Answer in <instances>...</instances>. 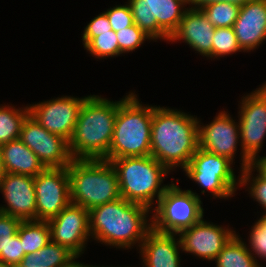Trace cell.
<instances>
[{"label": "cell", "mask_w": 266, "mask_h": 267, "mask_svg": "<svg viewBox=\"0 0 266 267\" xmlns=\"http://www.w3.org/2000/svg\"><path fill=\"white\" fill-rule=\"evenodd\" d=\"M199 119L177 109L154 106L151 156L169 171L185 168L199 148Z\"/></svg>", "instance_id": "obj_1"}, {"label": "cell", "mask_w": 266, "mask_h": 267, "mask_svg": "<svg viewBox=\"0 0 266 267\" xmlns=\"http://www.w3.org/2000/svg\"><path fill=\"white\" fill-rule=\"evenodd\" d=\"M149 211L152 210L122 197L90 209L91 238L116 249H130L137 243L140 248L152 229V217L147 218Z\"/></svg>", "instance_id": "obj_2"}, {"label": "cell", "mask_w": 266, "mask_h": 267, "mask_svg": "<svg viewBox=\"0 0 266 267\" xmlns=\"http://www.w3.org/2000/svg\"><path fill=\"white\" fill-rule=\"evenodd\" d=\"M120 101L89 95L79 112L69 149L73 159H104L109 153Z\"/></svg>", "instance_id": "obj_3"}, {"label": "cell", "mask_w": 266, "mask_h": 267, "mask_svg": "<svg viewBox=\"0 0 266 267\" xmlns=\"http://www.w3.org/2000/svg\"><path fill=\"white\" fill-rule=\"evenodd\" d=\"M153 109L142 105L135 92L128 94L118 105L109 153L103 160L151 155Z\"/></svg>", "instance_id": "obj_4"}, {"label": "cell", "mask_w": 266, "mask_h": 267, "mask_svg": "<svg viewBox=\"0 0 266 267\" xmlns=\"http://www.w3.org/2000/svg\"><path fill=\"white\" fill-rule=\"evenodd\" d=\"M67 173L71 203L90 210L121 198L117 173L109 161L74 159Z\"/></svg>", "instance_id": "obj_5"}, {"label": "cell", "mask_w": 266, "mask_h": 267, "mask_svg": "<svg viewBox=\"0 0 266 267\" xmlns=\"http://www.w3.org/2000/svg\"><path fill=\"white\" fill-rule=\"evenodd\" d=\"M110 162L117 173L121 197L129 202L152 209L155 197L158 204L169 187L162 183L171 171L151 155L117 158Z\"/></svg>", "instance_id": "obj_6"}, {"label": "cell", "mask_w": 266, "mask_h": 267, "mask_svg": "<svg viewBox=\"0 0 266 267\" xmlns=\"http://www.w3.org/2000/svg\"><path fill=\"white\" fill-rule=\"evenodd\" d=\"M152 215V228L162 233L178 234L204 217L201 198L192 190H181L171 179ZM202 205V206H201Z\"/></svg>", "instance_id": "obj_7"}, {"label": "cell", "mask_w": 266, "mask_h": 267, "mask_svg": "<svg viewBox=\"0 0 266 267\" xmlns=\"http://www.w3.org/2000/svg\"><path fill=\"white\" fill-rule=\"evenodd\" d=\"M232 163L227 157L199 147L183 171L190 180L203 188L202 194L209 191L214 198L228 199L234 196L237 186L240 187V178L236 179Z\"/></svg>", "instance_id": "obj_8"}, {"label": "cell", "mask_w": 266, "mask_h": 267, "mask_svg": "<svg viewBox=\"0 0 266 267\" xmlns=\"http://www.w3.org/2000/svg\"><path fill=\"white\" fill-rule=\"evenodd\" d=\"M239 106V131L241 145L240 170L251 165L258 156L266 136V82L255 91L242 97Z\"/></svg>", "instance_id": "obj_9"}, {"label": "cell", "mask_w": 266, "mask_h": 267, "mask_svg": "<svg viewBox=\"0 0 266 267\" xmlns=\"http://www.w3.org/2000/svg\"><path fill=\"white\" fill-rule=\"evenodd\" d=\"M127 3L134 24L153 41L163 39L168 42L187 10L186 4L181 0H128Z\"/></svg>", "instance_id": "obj_10"}, {"label": "cell", "mask_w": 266, "mask_h": 267, "mask_svg": "<svg viewBox=\"0 0 266 267\" xmlns=\"http://www.w3.org/2000/svg\"><path fill=\"white\" fill-rule=\"evenodd\" d=\"M20 140L37 155L46 168L68 167L74 160L69 141L50 133L30 115L23 122Z\"/></svg>", "instance_id": "obj_11"}, {"label": "cell", "mask_w": 266, "mask_h": 267, "mask_svg": "<svg viewBox=\"0 0 266 267\" xmlns=\"http://www.w3.org/2000/svg\"><path fill=\"white\" fill-rule=\"evenodd\" d=\"M36 220L48 221L70 203L67 167L46 168L34 177Z\"/></svg>", "instance_id": "obj_12"}, {"label": "cell", "mask_w": 266, "mask_h": 267, "mask_svg": "<svg viewBox=\"0 0 266 267\" xmlns=\"http://www.w3.org/2000/svg\"><path fill=\"white\" fill-rule=\"evenodd\" d=\"M62 96L40 103L30 104L29 115L52 134L70 140L79 112L85 99Z\"/></svg>", "instance_id": "obj_13"}, {"label": "cell", "mask_w": 266, "mask_h": 267, "mask_svg": "<svg viewBox=\"0 0 266 267\" xmlns=\"http://www.w3.org/2000/svg\"><path fill=\"white\" fill-rule=\"evenodd\" d=\"M47 222L52 242L67 247L77 257L84 253L91 236L89 210L70 202L57 216Z\"/></svg>", "instance_id": "obj_14"}, {"label": "cell", "mask_w": 266, "mask_h": 267, "mask_svg": "<svg viewBox=\"0 0 266 267\" xmlns=\"http://www.w3.org/2000/svg\"><path fill=\"white\" fill-rule=\"evenodd\" d=\"M236 234L231 228L206 222L203 218L192 226L180 231L179 236L182 252L192 253L203 258L202 260L214 261L223 247Z\"/></svg>", "instance_id": "obj_15"}, {"label": "cell", "mask_w": 266, "mask_h": 267, "mask_svg": "<svg viewBox=\"0 0 266 267\" xmlns=\"http://www.w3.org/2000/svg\"><path fill=\"white\" fill-rule=\"evenodd\" d=\"M0 192L6 204L0 206V212L11 215L21 221L36 220V194L34 177L5 173L1 180Z\"/></svg>", "instance_id": "obj_16"}, {"label": "cell", "mask_w": 266, "mask_h": 267, "mask_svg": "<svg viewBox=\"0 0 266 267\" xmlns=\"http://www.w3.org/2000/svg\"><path fill=\"white\" fill-rule=\"evenodd\" d=\"M228 112L220 111L209 125L199 121V147L203 150L227 157L232 162L240 143L239 123Z\"/></svg>", "instance_id": "obj_17"}, {"label": "cell", "mask_w": 266, "mask_h": 267, "mask_svg": "<svg viewBox=\"0 0 266 267\" xmlns=\"http://www.w3.org/2000/svg\"><path fill=\"white\" fill-rule=\"evenodd\" d=\"M233 29L243 52L259 47L266 40V0L241 6Z\"/></svg>", "instance_id": "obj_18"}, {"label": "cell", "mask_w": 266, "mask_h": 267, "mask_svg": "<svg viewBox=\"0 0 266 267\" xmlns=\"http://www.w3.org/2000/svg\"><path fill=\"white\" fill-rule=\"evenodd\" d=\"M215 27L201 10L187 8L177 30L169 41L187 43L200 55L212 58V40ZM184 40V41H183Z\"/></svg>", "instance_id": "obj_19"}, {"label": "cell", "mask_w": 266, "mask_h": 267, "mask_svg": "<svg viewBox=\"0 0 266 267\" xmlns=\"http://www.w3.org/2000/svg\"><path fill=\"white\" fill-rule=\"evenodd\" d=\"M175 236L177 234L162 233L152 228L140 245L142 267H182L179 256L181 243Z\"/></svg>", "instance_id": "obj_20"}, {"label": "cell", "mask_w": 266, "mask_h": 267, "mask_svg": "<svg viewBox=\"0 0 266 267\" xmlns=\"http://www.w3.org/2000/svg\"><path fill=\"white\" fill-rule=\"evenodd\" d=\"M6 173L35 177L46 169L37 155L20 139L0 146Z\"/></svg>", "instance_id": "obj_21"}, {"label": "cell", "mask_w": 266, "mask_h": 267, "mask_svg": "<svg viewBox=\"0 0 266 267\" xmlns=\"http://www.w3.org/2000/svg\"><path fill=\"white\" fill-rule=\"evenodd\" d=\"M76 257L67 247L50 241L37 252L26 254L20 264L24 267H64Z\"/></svg>", "instance_id": "obj_22"}, {"label": "cell", "mask_w": 266, "mask_h": 267, "mask_svg": "<svg viewBox=\"0 0 266 267\" xmlns=\"http://www.w3.org/2000/svg\"><path fill=\"white\" fill-rule=\"evenodd\" d=\"M239 236L235 234L220 251L216 267H262Z\"/></svg>", "instance_id": "obj_23"}, {"label": "cell", "mask_w": 266, "mask_h": 267, "mask_svg": "<svg viewBox=\"0 0 266 267\" xmlns=\"http://www.w3.org/2000/svg\"><path fill=\"white\" fill-rule=\"evenodd\" d=\"M17 234L21 239L25 255L37 252L51 241V231L47 221H21Z\"/></svg>", "instance_id": "obj_24"}, {"label": "cell", "mask_w": 266, "mask_h": 267, "mask_svg": "<svg viewBox=\"0 0 266 267\" xmlns=\"http://www.w3.org/2000/svg\"><path fill=\"white\" fill-rule=\"evenodd\" d=\"M28 115V106L17 109L14 106L0 105V146L20 139L21 128Z\"/></svg>", "instance_id": "obj_25"}, {"label": "cell", "mask_w": 266, "mask_h": 267, "mask_svg": "<svg viewBox=\"0 0 266 267\" xmlns=\"http://www.w3.org/2000/svg\"><path fill=\"white\" fill-rule=\"evenodd\" d=\"M215 28L233 27L240 6L232 3H212L200 9Z\"/></svg>", "instance_id": "obj_26"}, {"label": "cell", "mask_w": 266, "mask_h": 267, "mask_svg": "<svg viewBox=\"0 0 266 267\" xmlns=\"http://www.w3.org/2000/svg\"><path fill=\"white\" fill-rule=\"evenodd\" d=\"M87 52L95 58L116 57L121 55L119 45L117 42L116 32L109 30L104 33H96V37H93L85 46H83Z\"/></svg>", "instance_id": "obj_27"}, {"label": "cell", "mask_w": 266, "mask_h": 267, "mask_svg": "<svg viewBox=\"0 0 266 267\" xmlns=\"http://www.w3.org/2000/svg\"><path fill=\"white\" fill-rule=\"evenodd\" d=\"M212 40V58L225 57L236 52H242L233 27L215 28Z\"/></svg>", "instance_id": "obj_28"}, {"label": "cell", "mask_w": 266, "mask_h": 267, "mask_svg": "<svg viewBox=\"0 0 266 267\" xmlns=\"http://www.w3.org/2000/svg\"><path fill=\"white\" fill-rule=\"evenodd\" d=\"M254 168L249 165L248 167L240 170V186H246L248 183L250 186L248 187L250 196L256 200L263 209H265L266 213V179L263 178L259 173L254 177ZM253 175V176H252Z\"/></svg>", "instance_id": "obj_29"}, {"label": "cell", "mask_w": 266, "mask_h": 267, "mask_svg": "<svg viewBox=\"0 0 266 267\" xmlns=\"http://www.w3.org/2000/svg\"><path fill=\"white\" fill-rule=\"evenodd\" d=\"M117 42L121 54L135 51L141 44L152 38L141 30L136 24L125 27L116 32Z\"/></svg>", "instance_id": "obj_30"}, {"label": "cell", "mask_w": 266, "mask_h": 267, "mask_svg": "<svg viewBox=\"0 0 266 267\" xmlns=\"http://www.w3.org/2000/svg\"><path fill=\"white\" fill-rule=\"evenodd\" d=\"M104 12L107 14L110 26L115 32L134 24L132 11L128 3L125 5H115V7H110V9Z\"/></svg>", "instance_id": "obj_31"}, {"label": "cell", "mask_w": 266, "mask_h": 267, "mask_svg": "<svg viewBox=\"0 0 266 267\" xmlns=\"http://www.w3.org/2000/svg\"><path fill=\"white\" fill-rule=\"evenodd\" d=\"M251 228L252 229L249 234L250 239L248 238L250 245L247 247L249 251L253 254V256L257 255L254 256L255 259L256 257H259L266 261V229L261 226L257 221Z\"/></svg>", "instance_id": "obj_32"}, {"label": "cell", "mask_w": 266, "mask_h": 267, "mask_svg": "<svg viewBox=\"0 0 266 267\" xmlns=\"http://www.w3.org/2000/svg\"><path fill=\"white\" fill-rule=\"evenodd\" d=\"M24 250L19 235L16 233L10 238L6 245L5 252L0 253V260L7 265H19L24 258Z\"/></svg>", "instance_id": "obj_33"}, {"label": "cell", "mask_w": 266, "mask_h": 267, "mask_svg": "<svg viewBox=\"0 0 266 267\" xmlns=\"http://www.w3.org/2000/svg\"><path fill=\"white\" fill-rule=\"evenodd\" d=\"M21 220L0 212V253L5 252L6 245L18 230Z\"/></svg>", "instance_id": "obj_34"}, {"label": "cell", "mask_w": 266, "mask_h": 267, "mask_svg": "<svg viewBox=\"0 0 266 267\" xmlns=\"http://www.w3.org/2000/svg\"><path fill=\"white\" fill-rule=\"evenodd\" d=\"M109 30H112L109 19L107 14L102 12L94 17L85 27L82 34L83 45L85 46L93 37H96V33H104Z\"/></svg>", "instance_id": "obj_35"}, {"label": "cell", "mask_w": 266, "mask_h": 267, "mask_svg": "<svg viewBox=\"0 0 266 267\" xmlns=\"http://www.w3.org/2000/svg\"><path fill=\"white\" fill-rule=\"evenodd\" d=\"M250 1L254 0H193L191 4L192 9L200 10L205 6L212 4V3H232L238 6H244L245 4L249 3Z\"/></svg>", "instance_id": "obj_36"}, {"label": "cell", "mask_w": 266, "mask_h": 267, "mask_svg": "<svg viewBox=\"0 0 266 267\" xmlns=\"http://www.w3.org/2000/svg\"><path fill=\"white\" fill-rule=\"evenodd\" d=\"M251 166L266 179V156H257L251 161Z\"/></svg>", "instance_id": "obj_37"}, {"label": "cell", "mask_w": 266, "mask_h": 267, "mask_svg": "<svg viewBox=\"0 0 266 267\" xmlns=\"http://www.w3.org/2000/svg\"><path fill=\"white\" fill-rule=\"evenodd\" d=\"M79 257L74 258L68 265L64 266V267H91L92 265H86L84 263H79V261H75V259H77Z\"/></svg>", "instance_id": "obj_38"}, {"label": "cell", "mask_w": 266, "mask_h": 267, "mask_svg": "<svg viewBox=\"0 0 266 267\" xmlns=\"http://www.w3.org/2000/svg\"><path fill=\"white\" fill-rule=\"evenodd\" d=\"M6 171L4 168V164H3V160H2V156H1V152H0V184H1V180L4 178Z\"/></svg>", "instance_id": "obj_39"}, {"label": "cell", "mask_w": 266, "mask_h": 267, "mask_svg": "<svg viewBox=\"0 0 266 267\" xmlns=\"http://www.w3.org/2000/svg\"><path fill=\"white\" fill-rule=\"evenodd\" d=\"M257 222L266 229V213L263 214Z\"/></svg>", "instance_id": "obj_40"}, {"label": "cell", "mask_w": 266, "mask_h": 267, "mask_svg": "<svg viewBox=\"0 0 266 267\" xmlns=\"http://www.w3.org/2000/svg\"><path fill=\"white\" fill-rule=\"evenodd\" d=\"M0 267H14V266L7 265L6 263L0 260Z\"/></svg>", "instance_id": "obj_41"}, {"label": "cell", "mask_w": 266, "mask_h": 267, "mask_svg": "<svg viewBox=\"0 0 266 267\" xmlns=\"http://www.w3.org/2000/svg\"><path fill=\"white\" fill-rule=\"evenodd\" d=\"M181 1L184 2L186 5L189 4L190 6L193 0H181Z\"/></svg>", "instance_id": "obj_42"}, {"label": "cell", "mask_w": 266, "mask_h": 267, "mask_svg": "<svg viewBox=\"0 0 266 267\" xmlns=\"http://www.w3.org/2000/svg\"><path fill=\"white\" fill-rule=\"evenodd\" d=\"M14 267H24V266H22L21 264H19V265H16V266H14Z\"/></svg>", "instance_id": "obj_43"}, {"label": "cell", "mask_w": 266, "mask_h": 267, "mask_svg": "<svg viewBox=\"0 0 266 267\" xmlns=\"http://www.w3.org/2000/svg\"><path fill=\"white\" fill-rule=\"evenodd\" d=\"M91 267H104V266H96V265L93 266V265H92ZM106 267H107V266H106ZM119 267H120V266H119Z\"/></svg>", "instance_id": "obj_44"}]
</instances>
